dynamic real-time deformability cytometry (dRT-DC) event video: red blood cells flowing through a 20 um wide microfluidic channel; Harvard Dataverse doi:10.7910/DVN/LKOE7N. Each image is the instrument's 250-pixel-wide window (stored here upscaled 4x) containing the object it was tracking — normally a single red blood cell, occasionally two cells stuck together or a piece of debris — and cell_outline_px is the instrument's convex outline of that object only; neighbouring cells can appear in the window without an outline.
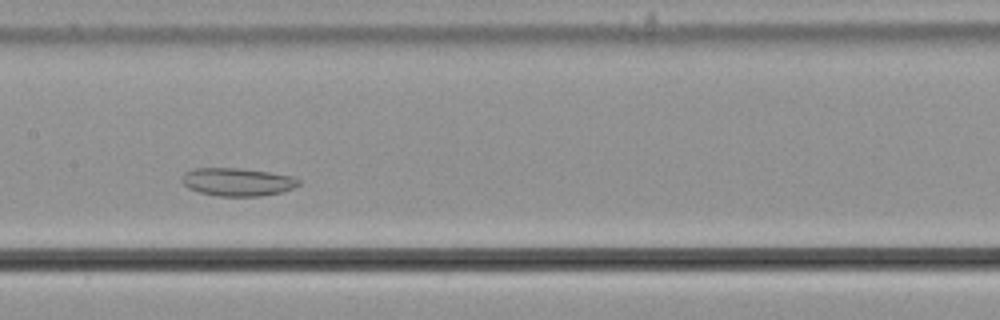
{"species": "common noctule bat (a hibernating species)", "species_latin": "Nyctalus noctula", "temperature_condition": "cold", "stored_images_in_passage": 51, "camera_frame_rate_fps": 3000, "um_per_image_px": 0.085, "animal": {"sex": "male", "body_mass_g": 21.5, "forearm_length_mm": 52.0}, "frame": {"image": 1, "passage_image": 22, "time_ms": 7.0, "image_size_px": [1000, 320], "cell_outline_px": [[300, 184], [292, 188], [280, 192], [260, 196], [216, 196], [200, 192], [188, 188], [180, 180], [180, 176], [184, 172], [192, 168], [240, 168], [268, 172], [292, 176], [300, 180]], "centroid_in_image_um": [20.13, 15.45], "position_along_channel_um": 187.3, "area_um2": 19.13}}
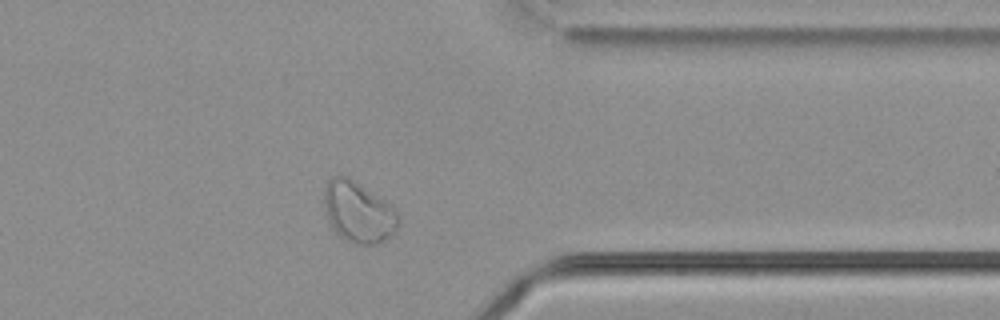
{"frame": {"image": 2, "passage_image": 39, "time_ms": 12.667, "image_size_px": [1000, 320], "cell_outline_px": [[400, 224], [396, 232], [384, 240], [376, 244], [352, 244], [340, 236], [332, 228], [328, 220], [324, 204], [324, 188], [328, 180], [336, 176], [348, 176], [392, 204], [396, 208], [400, 216]], "centroid_in_image_um": [30.5, 18.03], "position_along_channel_um": 380.9, "area_um2": 26.82}}
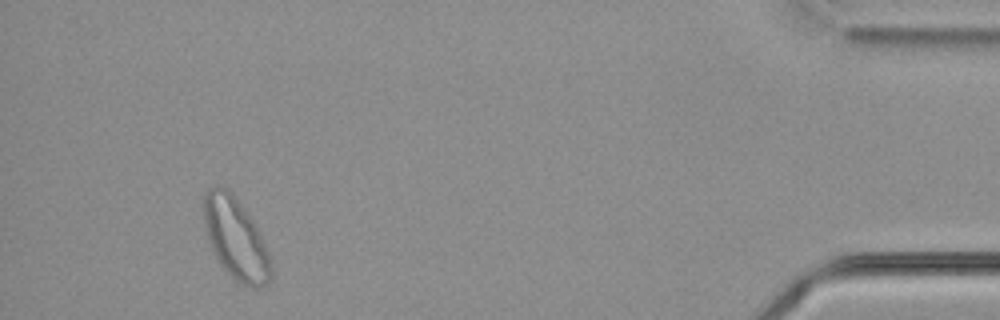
{"frame": {"image": 3, "passage_image": 47, "time_ms": 15.333, "image_size_px": [1000, 320], "cell_outline_px": [[272, 276], [264, 284], [256, 288], [252, 288], [236, 280], [220, 264], [212, 252], [208, 240], [204, 224], [200, 204], [204, 192], [208, 188], [228, 188], [232, 192], [256, 224], [268, 252], [272, 268]], "centroid_in_image_um": [19.99, 20.23], "position_along_channel_um": 415.2, "area_um2": 32.14}}